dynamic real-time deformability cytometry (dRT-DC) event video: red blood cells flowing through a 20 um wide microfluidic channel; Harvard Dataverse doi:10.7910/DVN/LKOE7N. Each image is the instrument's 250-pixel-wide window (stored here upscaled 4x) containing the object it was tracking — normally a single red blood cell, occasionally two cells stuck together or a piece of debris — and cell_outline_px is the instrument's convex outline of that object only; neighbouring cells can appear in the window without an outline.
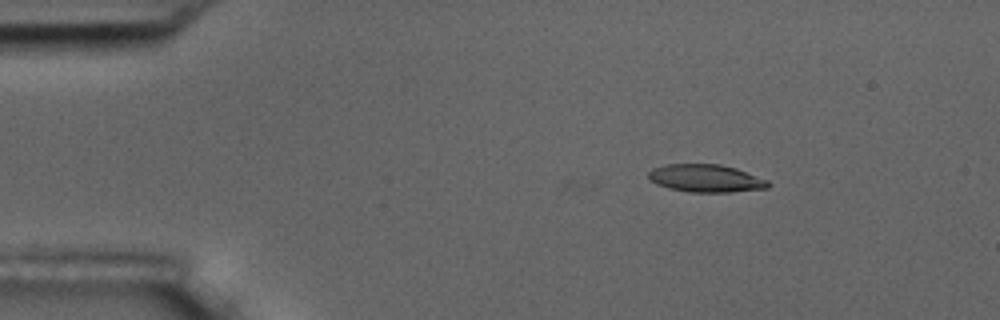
{"species": "common noctule bat (a hibernating species)", "species_latin": "Nyctalus noctula", "temperature_condition": "room temperature", "stored_images_in_passage": 4, "camera_frame_rate_fps": 3000, "um_per_image_px": 0.085, "animal": {"sex": "male", "body_mass_g": 17.5, "forearm_length_mm": 52.3}, "frame": {"image": 1, "passage_image": 2, "time_ms": 1.333, "image_size_px": [1000, 320], "cell_outline_px": [[772, 184], [768, 188], [732, 192], [688, 192], [668, 188], [656, 184], [648, 180], [648, 172], [652, 168], [668, 164], [720, 164], [736, 168], [768, 180]], "centroid_in_image_um": [59.99, 15.16], "position_along_channel_um": 25.0, "area_um2": 19.54}}